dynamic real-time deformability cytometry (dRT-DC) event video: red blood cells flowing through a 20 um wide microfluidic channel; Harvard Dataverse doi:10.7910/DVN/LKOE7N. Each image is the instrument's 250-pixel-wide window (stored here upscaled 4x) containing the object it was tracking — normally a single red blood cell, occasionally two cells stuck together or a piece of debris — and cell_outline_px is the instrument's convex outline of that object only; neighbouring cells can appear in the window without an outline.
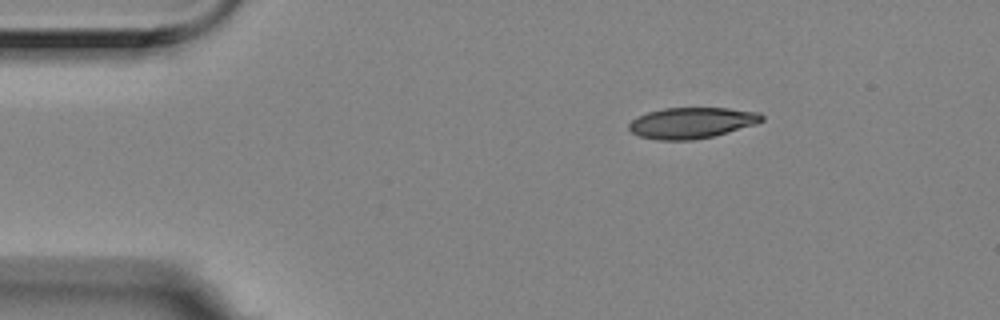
{"species": "Egyptian fruit bat (a non-hibernating species)", "species_latin": "Rousettus aegyptiacus", "temperature_condition": "room temperature", "stored_images_in_passage": 3, "camera_frame_rate_fps": 3000, "um_per_image_px": 0.085, "animal": {"sex": "female"}, "frame": {"image": 1, "passage_image": 1, "time_ms": 0.0, "image_size_px": [1000, 320], "cell_outline_px": [[764, 120], [756, 124], [728, 132], [712, 136], [692, 140], [660, 140], [640, 136], [632, 132], [628, 128], [628, 124], [632, 120], [648, 112], [664, 108], [728, 108], [760, 112], [764, 116]], "centroid_in_image_um": [58.82, 10.44], "position_along_channel_um": 26.2, "area_um2": 23.87}}